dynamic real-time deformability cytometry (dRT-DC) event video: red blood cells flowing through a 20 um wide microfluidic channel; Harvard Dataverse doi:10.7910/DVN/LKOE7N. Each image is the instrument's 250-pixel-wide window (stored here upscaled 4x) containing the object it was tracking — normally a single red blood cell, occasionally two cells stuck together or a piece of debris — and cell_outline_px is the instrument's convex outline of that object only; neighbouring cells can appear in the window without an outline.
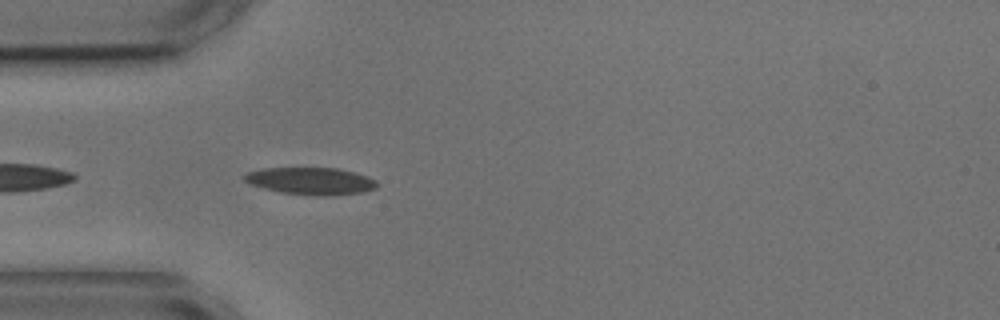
{"species": "common noctule bat (a hibernating species)", "species_latin": "Nyctalus noctula", "temperature_condition": "cold", "stored_images_in_passage": 4, "camera_frame_rate_fps": 3000, "um_per_image_px": 0.085, "animal": {"sex": "male", "body_mass_g": 17.9, "forearm_length_mm": 54.2}, "frame": {"image": 1, "passage_image": 4, "time_ms": 4.0, "image_size_px": [1000, 320], "cell_outline_px": [[376, 188], [364, 192], [332, 196], [320, 196], [280, 192], [264, 188], [252, 184], [244, 180], [244, 176], [248, 172], [264, 168], [336, 168], [368, 176], [376, 180]], "centroid_in_image_um": [26.45, 15.39], "position_along_channel_um": 58.5, "area_um2": 20.87}}